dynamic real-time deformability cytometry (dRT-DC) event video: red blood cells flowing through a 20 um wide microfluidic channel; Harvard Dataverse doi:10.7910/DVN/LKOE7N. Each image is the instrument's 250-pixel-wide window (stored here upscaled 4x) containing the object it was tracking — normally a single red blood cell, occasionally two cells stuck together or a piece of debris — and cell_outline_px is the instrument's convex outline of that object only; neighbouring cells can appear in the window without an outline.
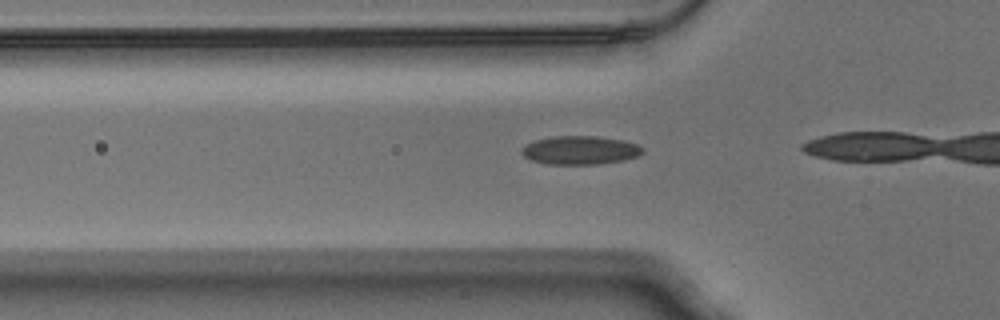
{"species": "Egyptian fruit bat (a non-hibernating species)", "species_latin": "Rousettus aegyptiacus", "temperature_condition": "warm", "stored_images_in_passage": 28, "camera_frame_rate_fps": 3000, "um_per_image_px": 0.085, "animal": {"sex": "male"}, "frame": {"image": 1, "passage_image": 5, "time_ms": 1.333, "image_size_px": [1000, 320], "cell_outline_px": [[644, 152], [636, 156], [624, 160], [600, 164], [548, 164], [532, 160], [524, 156], [520, 152], [520, 148], [524, 144], [532, 140], [552, 136], [596, 136], [624, 140], [640, 144], [644, 148]], "centroid_in_image_um": [49.3, 12.75], "position_along_channel_um": 76.5, "area_um2": 20.46}}
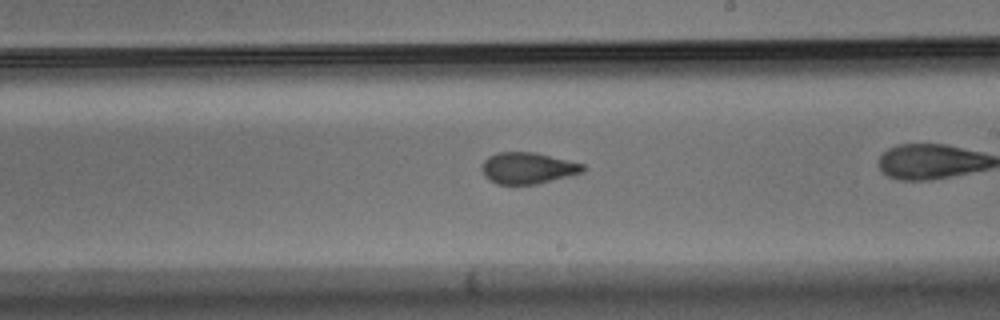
{"frame": {"image": 2, "passage_image": 18, "time_ms": 5.667, "image_size_px": [1000, 320], "cell_outline_px": [[584, 172], [536, 184], [496, 184], [488, 180], [484, 176], [480, 168], [484, 160], [488, 156], [496, 152], [536, 152], [584, 164]], "centroid_in_image_um": [44.81, 14.28], "position_along_channel_um": 244.2, "area_um2": 18.61}}
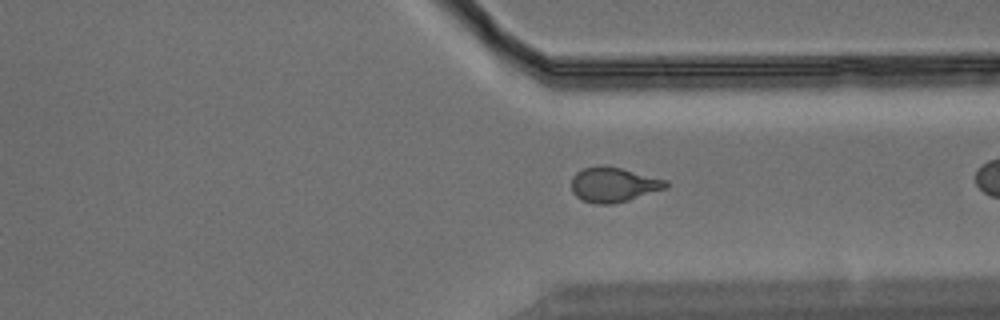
{"frame": {"image": 3, "passage_image": 27, "time_ms": 8.667, "image_size_px": [1000, 320], "cell_outline_px": [[668, 188], [628, 200], [612, 204], [596, 204], [584, 200], [576, 196], [572, 192], [572, 176], [576, 172], [584, 168], [596, 164], [604, 164], [668, 180]], "centroid_in_image_um": [52.15, 15.68], "position_along_channel_um": 359.3, "area_um2": 19.31}}